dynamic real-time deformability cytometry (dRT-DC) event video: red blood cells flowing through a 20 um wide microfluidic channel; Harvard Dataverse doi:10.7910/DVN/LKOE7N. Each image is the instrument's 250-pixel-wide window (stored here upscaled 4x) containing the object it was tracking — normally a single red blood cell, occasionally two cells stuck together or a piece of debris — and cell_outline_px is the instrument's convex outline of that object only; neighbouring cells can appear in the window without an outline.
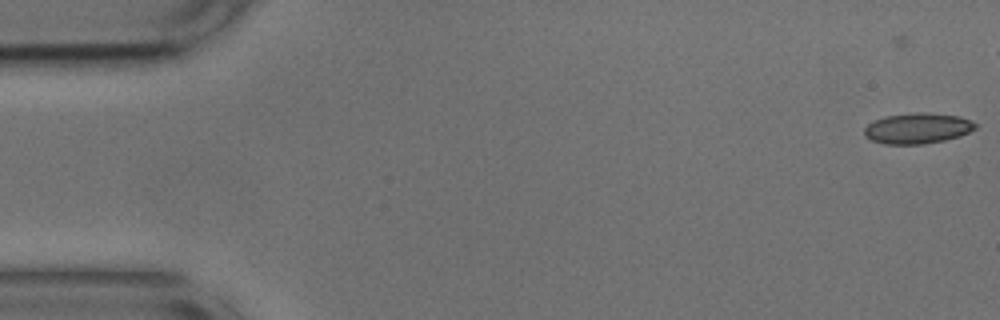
{"species": "common noctule bat (a hibernating species)", "species_latin": "Nyctalus noctula", "temperature_condition": "cold", "stored_images_in_passage": 21, "camera_frame_rate_fps": 3000, "um_per_image_px": 0.085, "animal": {"sex": "male", "body_mass_g": 17.9, "forearm_length_mm": 54.2}, "frame": {"image": 1, "passage_image": 4, "time_ms": 1.0, "image_size_px": [1000, 320], "cell_outline_px": [[976, 128], [960, 136], [944, 140], [924, 144], [884, 144], [872, 140], [864, 136], [864, 128], [868, 124], [884, 116], [916, 112], [924, 112], [960, 116], [972, 120], [976, 124]], "centroid_in_image_um": [77.99, 10.9], "position_along_channel_um": 7.0, "area_um2": 19.88}}
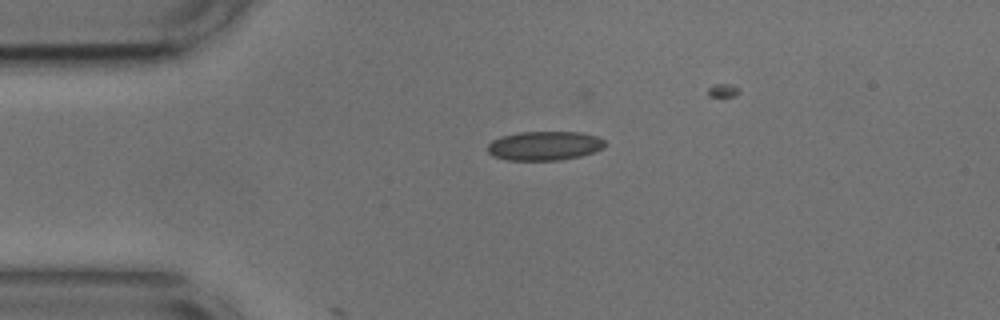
{"frame": {"image": 2, "passage_image": 15, "time_ms": 4.667, "image_size_px": [1000, 320], "cell_outline_px": [[604, 148], [580, 156], [560, 160], [508, 160], [492, 156], [488, 152], [488, 144], [492, 140], [500, 136], [520, 132], [580, 132], [596, 136], [604, 140]], "centroid_in_image_um": [46.25, 12.39], "position_along_channel_um": 38.8, "area_um2": 19.88}}